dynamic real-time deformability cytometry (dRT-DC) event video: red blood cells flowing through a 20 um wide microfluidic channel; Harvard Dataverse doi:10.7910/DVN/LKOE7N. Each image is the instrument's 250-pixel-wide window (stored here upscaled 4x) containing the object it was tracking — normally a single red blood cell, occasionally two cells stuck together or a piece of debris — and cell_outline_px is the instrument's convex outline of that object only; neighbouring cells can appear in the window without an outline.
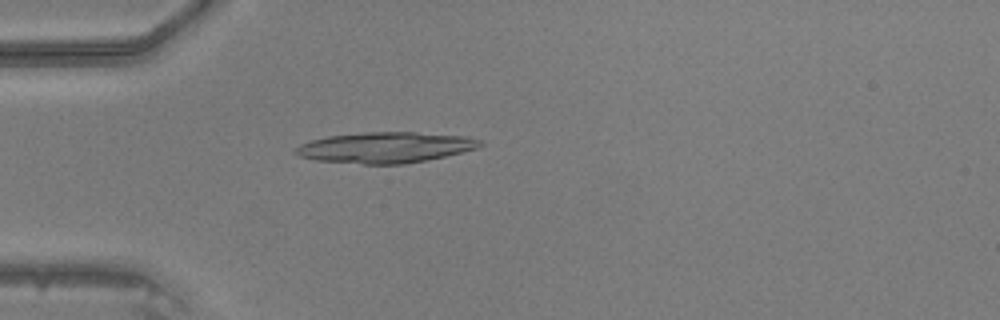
{"species": "common noctule bat (a hibernating species)", "species_latin": "Nyctalus noctula", "temperature_condition": "warm", "stored_images_in_passage": 43, "camera_frame_rate_fps": 3000, "um_per_image_px": 0.085, "animal": {"sex": "male", "body_mass_g": 20.5, "forearm_length_mm": 52.5}, "frame": {"image": 1, "passage_image": 10, "time_ms": 3.0, "image_size_px": [1000, 320], "cell_outline_px": [[484, 144], [476, 148], [428, 160], [404, 164], [364, 164], [316, 160], [300, 156], [292, 152], [300, 144], [312, 140], [328, 136], [364, 132], [416, 132], [468, 136], [484, 140]], "centroid_in_image_um": [32.78, 12.53], "position_along_channel_um": 52.2, "area_um2": 33.12}}
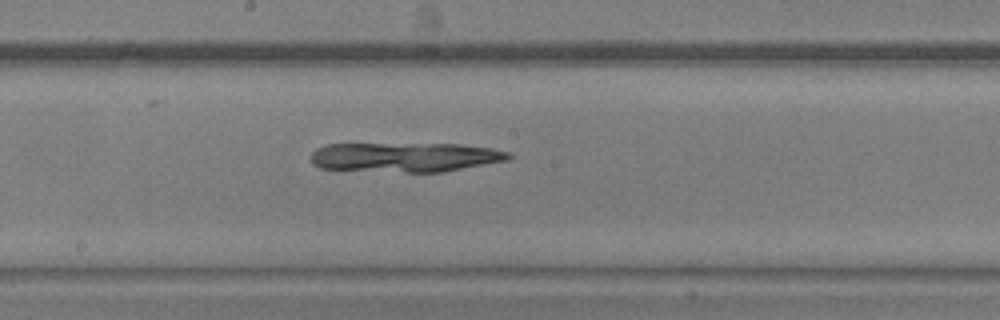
{"frame": {"image": 2, "passage_image": 22, "time_ms": 7.0, "image_size_px": [1000, 320], "cell_outline_px": [[512, 156], [508, 160], [444, 172], [408, 172], [320, 168], [312, 164], [312, 152], [316, 148], [328, 144], [460, 144], [492, 148], [508, 152]], "centroid_in_image_um": [34.46, 13.35], "position_along_channel_um": 213.7, "area_um2": 33.87}}
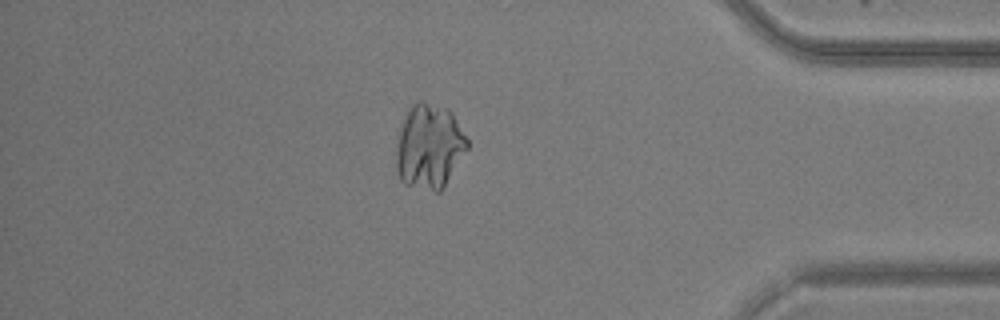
{"frame": {"image": 3, "passage_image": 37, "time_ms": 12.0, "image_size_px": [1000, 320], "cell_outline_px": [[468, 148], [444, 188], [440, 192], [436, 192], [404, 184], [400, 180], [396, 168], [396, 144], [400, 128], [404, 116], [408, 108], [416, 100], [420, 100], [448, 108], [452, 112], [468, 140]], "centroid_in_image_um": [36.48, 12.44], "position_along_channel_um": 398.7, "area_um2": 35.55}}